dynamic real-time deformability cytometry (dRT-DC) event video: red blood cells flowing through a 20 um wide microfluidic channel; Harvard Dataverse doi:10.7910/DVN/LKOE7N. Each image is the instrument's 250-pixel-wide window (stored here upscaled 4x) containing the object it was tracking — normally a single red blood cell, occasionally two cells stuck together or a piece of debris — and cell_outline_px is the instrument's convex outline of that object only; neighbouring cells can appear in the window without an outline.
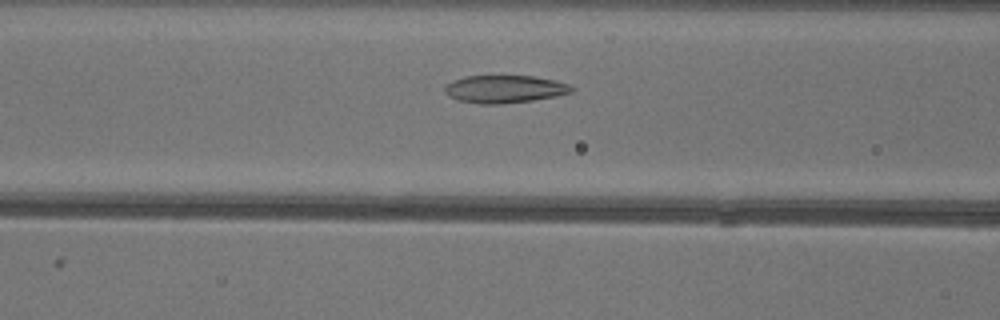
{"species": "common noctule bat (a hibernating species)", "species_latin": "Nyctalus noctula", "temperature_condition": "warm", "stored_images_in_passage": 37, "camera_frame_rate_fps": 3000, "um_per_image_px": 0.085, "animal": {"sex": "female"}, "frame": {"image": 1, "passage_image": 17, "time_ms": 5.333, "image_size_px": [1000, 320], "cell_outline_px": [[576, 88], [572, 92], [556, 96], [532, 100], [500, 104], [480, 104], [456, 100], [448, 96], [444, 92], [444, 88], [452, 80], [464, 76], [536, 76], [556, 80], [568, 84]], "centroid_in_image_um": [42.89, 7.57], "position_along_channel_um": 123.7, "area_um2": 20.63}}
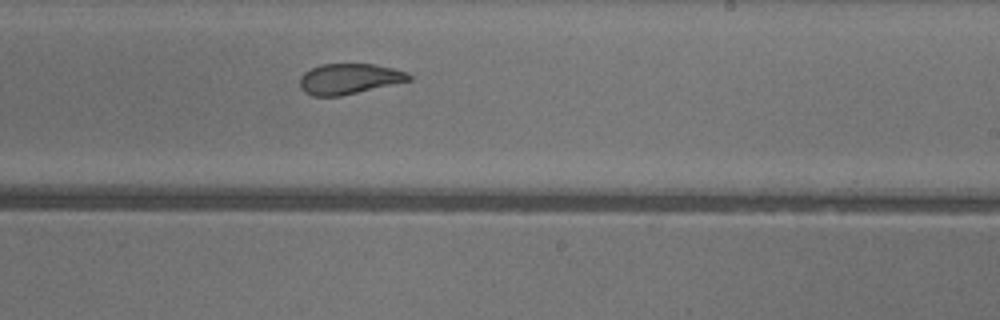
{"frame": {"image": 2, "passage_image": 27, "time_ms": 8.667, "image_size_px": [1000, 320], "cell_outline_px": [[412, 80], [340, 96], [312, 96], [304, 92], [300, 88], [300, 76], [304, 72], [320, 64], [372, 64], [392, 68], [408, 72], [412, 76]], "centroid_in_image_um": [29.66, 6.7], "position_along_channel_um": 259.3, "area_um2": 19.42}}
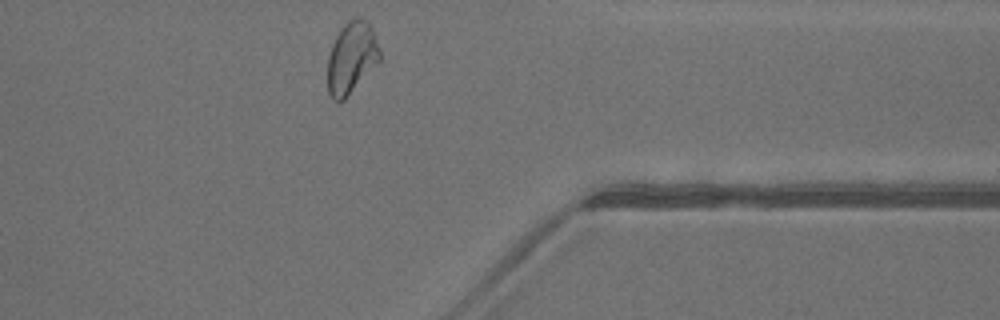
{"frame": {"image": 3, "passage_image": 37, "time_ms": 12.0, "image_size_px": [1000, 320], "cell_outline_px": [[380, 60], [344, 100], [332, 100], [328, 92], [328, 56], [332, 44], [340, 28], [348, 20], [356, 16], [364, 20], [372, 28], [380, 52]], "centroid_in_image_um": [29.86, 4.9], "position_along_channel_um": 381.5, "area_um2": 21.56}, "authors_computed_cell_mechanics": {"area_um2": 21.4438, "velocity_mm_per_s": 4.0658, "shape_relaxation_time_tau1_ms": 7.3137, "shape_relaxation_time_tau2_ms": 1.7315, "deformation_change_tau1": 0.2027, "deformation_change_tau2": 0.073}}